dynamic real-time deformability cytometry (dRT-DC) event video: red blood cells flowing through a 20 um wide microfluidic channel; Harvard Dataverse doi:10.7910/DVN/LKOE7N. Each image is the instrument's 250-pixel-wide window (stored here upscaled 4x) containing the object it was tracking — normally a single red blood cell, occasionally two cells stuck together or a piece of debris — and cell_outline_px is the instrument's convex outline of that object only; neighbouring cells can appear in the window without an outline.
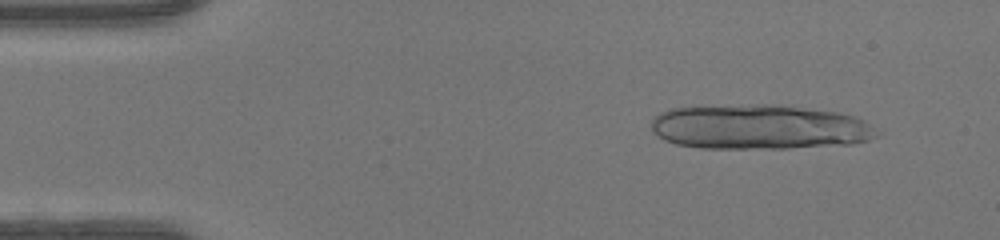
{"species": "human", "species_latin": "Homo sapiens", "temperature_condition": "warm", "stored_images_in_passage": 13, "camera_frame_rate_fps": 3000, "um_per_image_px": 0.085, "donor": {"sex": "female"}, "frame": {"image": 1, "passage_image": 4, "time_ms": 1.0, "image_size_px": [1000, 240], "cell_outline_px": [[876, 136], [868, 140], [852, 144], [788, 148], [700, 148], [676, 144], [664, 140], [652, 132], [652, 116], [660, 112], [672, 108], [760, 104], [772, 104], [836, 112], [856, 116], [864, 120], [876, 132]], "centroid_in_image_um": [64.5, 10.8], "position_along_channel_um": 20.5, "area_um2": 58.72}}